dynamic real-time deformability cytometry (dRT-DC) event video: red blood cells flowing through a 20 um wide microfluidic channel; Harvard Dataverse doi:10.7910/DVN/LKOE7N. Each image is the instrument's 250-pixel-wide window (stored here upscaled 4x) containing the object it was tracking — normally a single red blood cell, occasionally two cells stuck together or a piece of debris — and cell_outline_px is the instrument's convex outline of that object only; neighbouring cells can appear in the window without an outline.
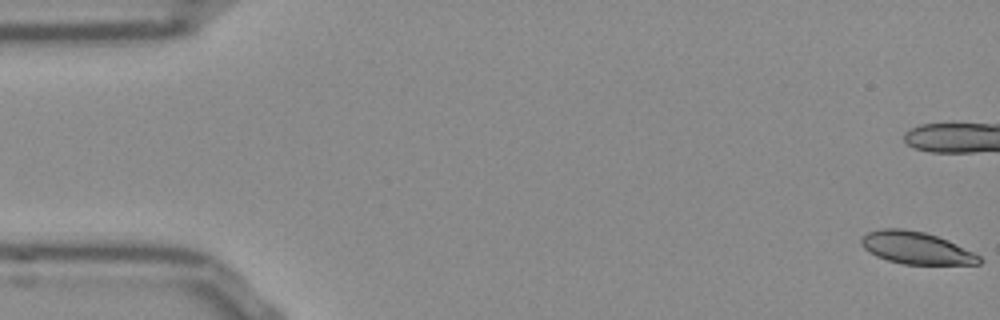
{"species": "Egyptian fruit bat (a non-hibernating species)", "species_latin": "Rousettus aegyptiacus", "temperature_condition": "room temperature", "stored_images_in_passage": 47, "camera_frame_rate_fps": 3000, "um_per_image_px": 0.085, "frame": {"image": 1, "passage_image": 1, "time_ms": 0.0, "image_size_px": [1000, 320], "cell_outline_px": [[984, 260], [980, 264], [904, 264], [888, 260], [876, 256], [868, 252], [860, 244], [860, 240], [868, 232], [884, 228], [904, 228], [924, 232], [948, 240], [980, 256]], "centroid_in_image_um": [77.86, 21.07], "position_along_channel_um": 7.1, "area_um2": 22.08}, "authors_computed_cell_mechanics": {"area_um2": 23.5824, "velocity_mm_per_s": 3.8257, "shape_relaxation_time_tau1_ms": null, "shape_relaxation_time_tau2_ms": 6.7653, "deformation_change_tau1": null, "deformation_change_tau2": 0.1265}}